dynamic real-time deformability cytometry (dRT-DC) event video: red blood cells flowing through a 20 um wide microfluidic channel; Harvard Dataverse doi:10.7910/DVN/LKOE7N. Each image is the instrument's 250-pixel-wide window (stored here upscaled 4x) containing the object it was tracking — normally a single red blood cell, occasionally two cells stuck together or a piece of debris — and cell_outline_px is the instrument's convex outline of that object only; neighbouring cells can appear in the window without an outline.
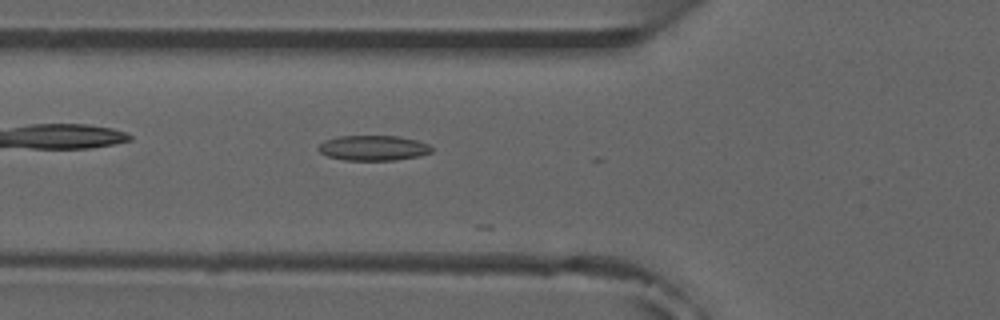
{"species": "common noctule bat (a hibernating species)", "species_latin": "Nyctalus noctula", "temperature_condition": "room temperature", "stored_images_in_passage": 4, "camera_frame_rate_fps": 3000, "um_per_image_px": 0.085, "animal": {"sex": "male", "forearm_length_mm": 52.5}, "frame": {"image": 1, "passage_image": 3, "time_ms": 2.333, "image_size_px": [1000, 320], "cell_outline_px": [[432, 152], [420, 156], [396, 160], [344, 160], [328, 156], [320, 152], [316, 148], [324, 140], [336, 136], [396, 136], [416, 140], [428, 144], [432, 148]], "centroid_in_image_um": [31.71, 12.58], "position_along_channel_um": 94.1, "area_um2": 16.65}}